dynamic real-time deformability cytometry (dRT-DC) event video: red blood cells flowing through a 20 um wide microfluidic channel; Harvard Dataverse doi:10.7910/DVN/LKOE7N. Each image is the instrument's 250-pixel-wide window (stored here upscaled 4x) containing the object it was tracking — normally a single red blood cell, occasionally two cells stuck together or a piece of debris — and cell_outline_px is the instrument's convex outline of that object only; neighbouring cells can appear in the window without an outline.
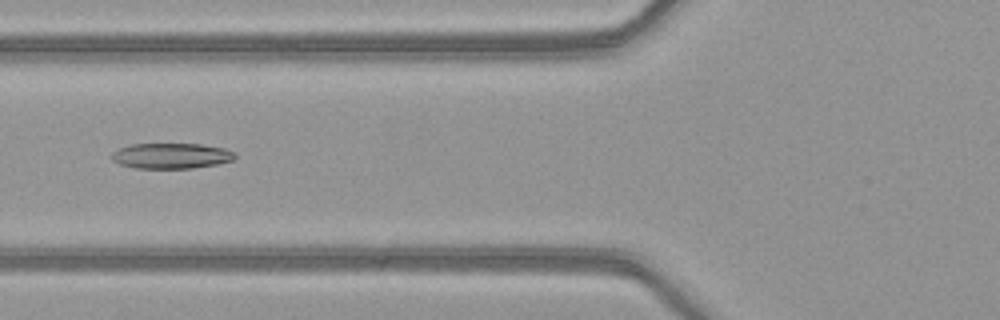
{"species": "common noctule bat (a hibernating species)", "species_latin": "Nyctalus noctula", "temperature_condition": "warm", "stored_images_in_passage": 3, "camera_frame_rate_fps": 3000, "um_per_image_px": 0.085, "animal": {"sex": "female", "body_mass_g": 21.9}, "frame": {"image": 1, "passage_image": 3, "time_ms": 0.667, "image_size_px": [1000, 320], "cell_outline_px": [[236, 156], [232, 160], [216, 164], [192, 168], [136, 168], [120, 164], [112, 160], [112, 152], [120, 148], [132, 144], [200, 144], [224, 148], [236, 152]], "centroid_in_image_um": [14.57, 13.24], "position_along_channel_um": 111.2, "area_um2": 18.21}}